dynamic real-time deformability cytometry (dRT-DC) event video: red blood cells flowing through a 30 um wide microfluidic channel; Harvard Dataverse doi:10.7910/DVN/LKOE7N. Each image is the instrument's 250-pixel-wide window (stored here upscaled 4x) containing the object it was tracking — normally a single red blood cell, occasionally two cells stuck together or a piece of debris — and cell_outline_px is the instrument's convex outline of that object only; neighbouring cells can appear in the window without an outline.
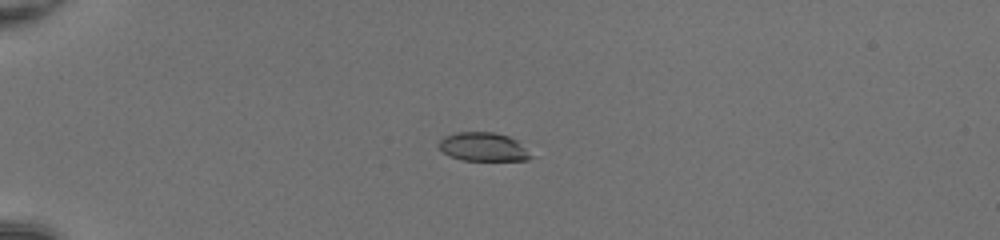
{"species": "common noctule bat (a hibernating species)", "species_latin": "Nyctalus noctula", "temperature_condition": "room temperature", "stored_images_in_passage": 37, "camera_frame_rate_fps": 3000, "um_per_image_px": 0.085, "animal": {"sex": "female", "body_mass_g": 20.0, "forearm_length_mm": 54.0}, "frame": {"image": 1, "passage_image": 1, "time_ms": 0.0, "image_size_px": [1000, 240], "cell_outline_px": [[532, 156], [528, 160], [460, 160], [448, 156], [436, 144], [444, 136], [456, 132], [492, 132], [508, 136], [516, 140]], "centroid_in_image_um": [41.01, 12.48], "position_along_channel_um": 44.0, "area_um2": 15.26}}
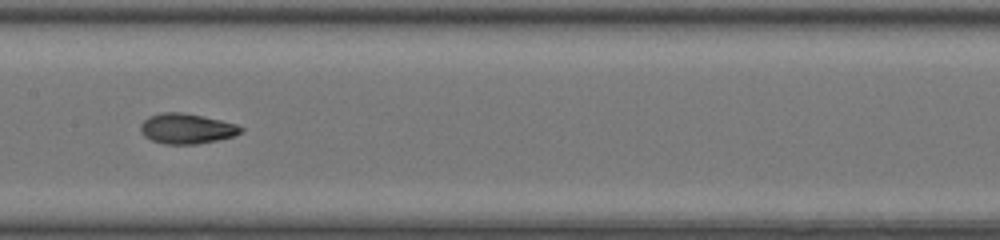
{"frame": {"image": 2, "passage_image": 15, "time_ms": 4.667, "image_size_px": [1000, 240], "cell_outline_px": [[244, 128], [236, 136], [196, 144], [164, 144], [152, 140], [144, 136], [140, 132], [140, 124], [148, 116], [160, 112], [180, 112], [220, 120], [236, 124]], "centroid_in_image_um": [15.83, 10.93], "position_along_channel_um": 191.6, "area_um2": 17.63}}
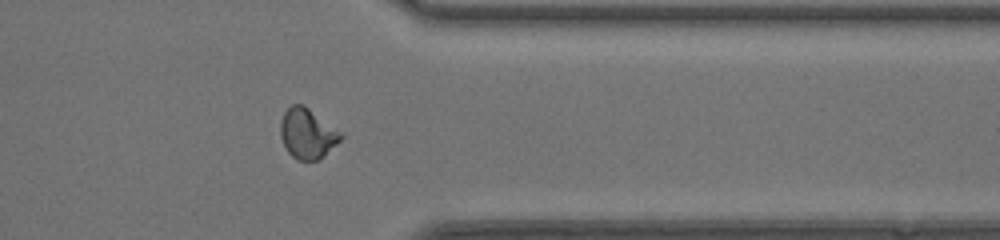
{"frame": {"image": 3, "passage_image": 29, "time_ms": 9.333, "image_size_px": [1000, 240], "cell_outline_px": [[344, 136], [336, 144], [316, 160], [296, 160], [288, 152], [280, 136], [280, 120], [284, 112], [292, 104], [304, 104], [344, 132]], "centroid_in_image_um": [26.14, 11.31], "position_along_channel_um": 385.3, "area_um2": 17.8}, "authors_computed_cell_mechanics": {"area_um2": 17.2822, "velocity_mm_per_s": 4.2339, "shape_relaxation_time_tau1_ms": null, "shape_relaxation_time_tau2_ms": 1.1131, "deformation_change_tau1": null, "deformation_change_tau2": 0.0651}}